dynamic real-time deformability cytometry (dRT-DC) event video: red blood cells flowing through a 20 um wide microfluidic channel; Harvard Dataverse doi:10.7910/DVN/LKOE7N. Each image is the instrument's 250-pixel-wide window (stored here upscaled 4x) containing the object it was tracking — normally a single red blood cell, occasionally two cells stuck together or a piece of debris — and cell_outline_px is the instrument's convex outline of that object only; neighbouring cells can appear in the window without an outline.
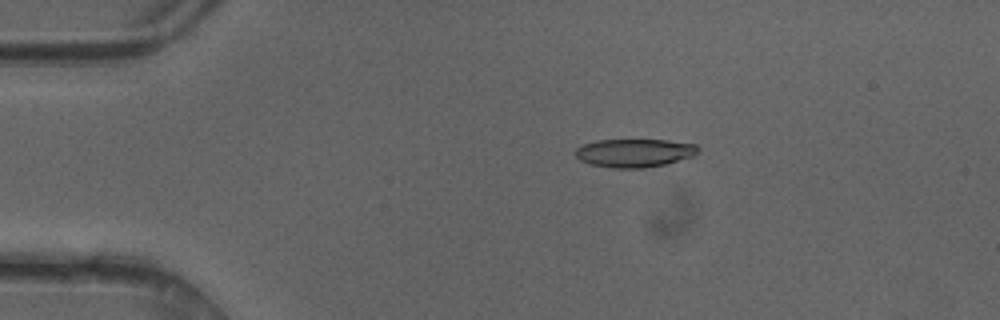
{"species": "common noctule bat (a hibernating species)", "species_latin": "Nyctalus noctula", "temperature_condition": "cold", "stored_images_in_passage": 49, "camera_frame_rate_fps": 3000, "um_per_image_px": 0.085, "animal": {"sex": "female"}, "frame": {"image": 1, "passage_image": 10, "time_ms": 3.0, "image_size_px": [1000, 320], "cell_outline_px": [[700, 152], [692, 156], [668, 164], [644, 168], [612, 168], [592, 164], [580, 160], [576, 156], [576, 148], [584, 144], [596, 140], [668, 140], [696, 144], [700, 148]], "centroid_in_image_um": [53.98, 13.0], "position_along_channel_um": 31.0, "area_um2": 20.35}}
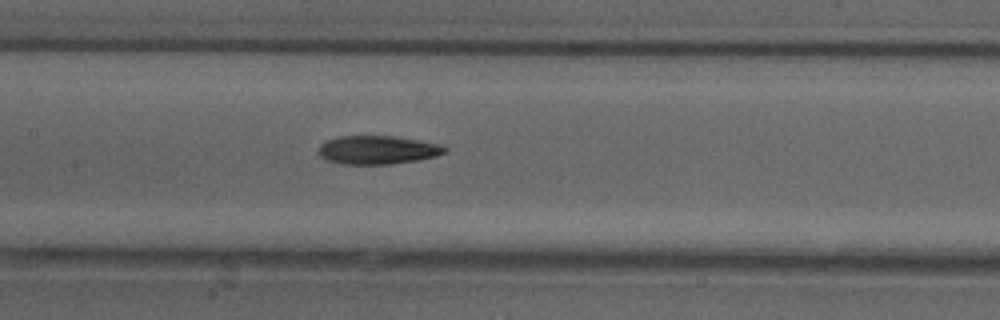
{"frame": {"image": 2, "passage_image": 24, "time_ms": 7.667, "image_size_px": [1000, 320], "cell_outline_px": [[448, 152], [436, 156], [416, 160], [388, 164], [340, 164], [328, 160], [320, 156], [316, 152], [320, 144], [324, 140], [340, 136], [392, 136], [440, 144], [448, 148]], "centroid_in_image_um": [32.05, 12.74], "position_along_channel_um": 175.3, "area_um2": 21.04}}
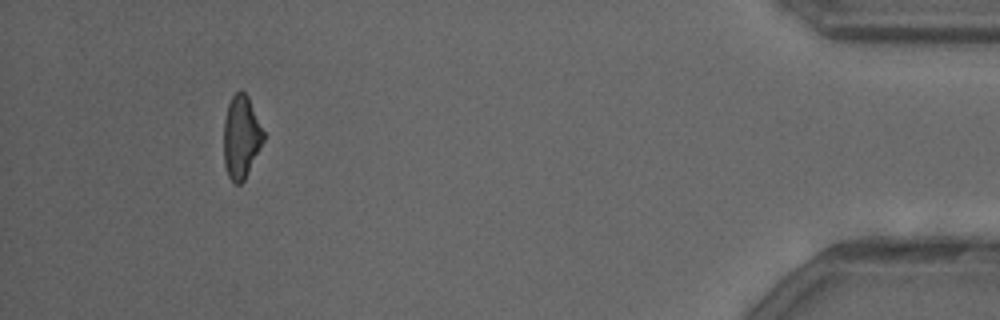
{"frame": {"image": 3, "passage_image": 46, "time_ms": 15.0, "image_size_px": [1000, 320], "cell_outline_px": [[264, 140], [244, 180], [240, 184], [236, 184], [228, 176], [224, 164], [224, 120], [228, 104], [232, 96], [240, 88], [248, 96], [264, 132]], "centroid_in_image_um": [20.49, 11.62], "position_along_channel_um": 414.7, "area_um2": 19.07}, "authors_computed_cell_mechanics": {"area_um2": 20.808, "velocity_mm_per_s": 4.1938, "shape_relaxation_time_tau1_ms": 3.8814, "shape_relaxation_time_tau2_ms": 9.7435, "deformation_change_tau1": 0.1421, "deformation_change_tau2": 0.2549}}